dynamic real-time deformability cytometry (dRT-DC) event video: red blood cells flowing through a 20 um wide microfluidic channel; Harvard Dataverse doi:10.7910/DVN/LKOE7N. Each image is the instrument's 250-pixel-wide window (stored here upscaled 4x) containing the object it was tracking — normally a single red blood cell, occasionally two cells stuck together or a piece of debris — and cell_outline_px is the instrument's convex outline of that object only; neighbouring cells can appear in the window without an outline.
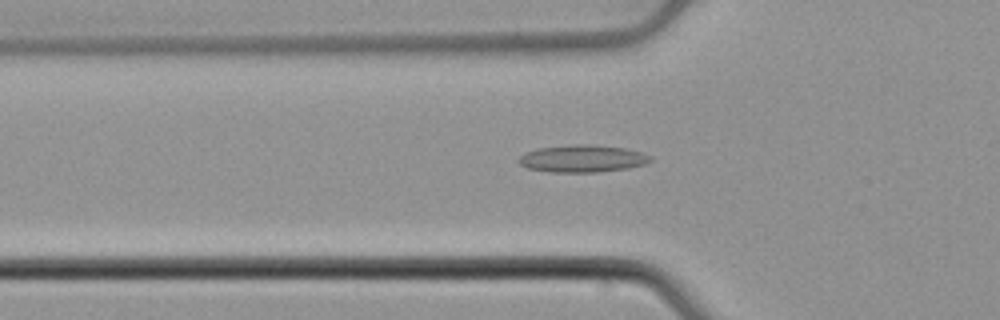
{"species": "common noctule bat (a hibernating species)", "species_latin": "Nyctalus noctula", "temperature_condition": "cold", "stored_images_in_passage": 53, "camera_frame_rate_fps": 3000, "um_per_image_px": 0.085, "animal": {"sex": "male", "body_mass_g": 21.5, "forearm_length_mm": 52.0}, "frame": {"image": 1, "passage_image": 18, "time_ms": 5.667, "image_size_px": [1000, 320], "cell_outline_px": [[652, 160], [644, 164], [628, 168], [596, 172], [548, 172], [528, 168], [520, 164], [516, 160], [524, 152], [536, 148], [572, 144], [588, 144], [624, 148], [640, 152], [652, 156]], "centroid_in_image_um": [49.46, 13.47], "position_along_channel_um": 76.3, "area_um2": 21.04}}
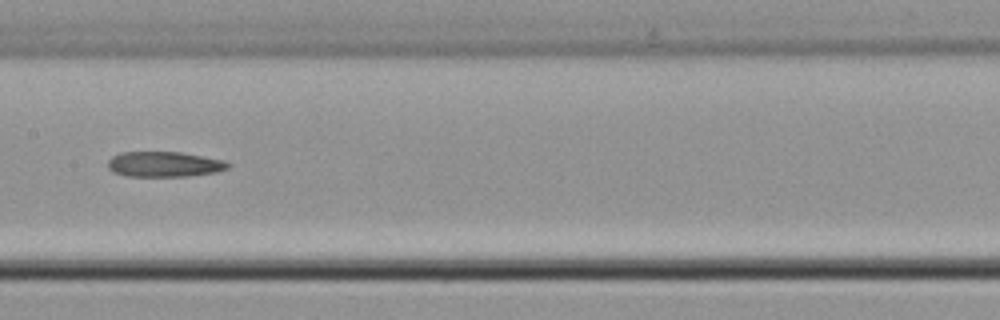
{"frame": {"image": 2, "passage_image": 27, "time_ms": 8.667, "image_size_px": [1000, 320], "cell_outline_px": [[232, 164], [228, 168], [216, 172], [188, 176], [128, 176], [112, 172], [108, 168], [108, 160], [112, 156], [120, 152], [180, 152], [224, 160]], "centroid_in_image_um": [13.95, 13.96], "position_along_channel_um": 193.4, "area_um2": 17.74}}
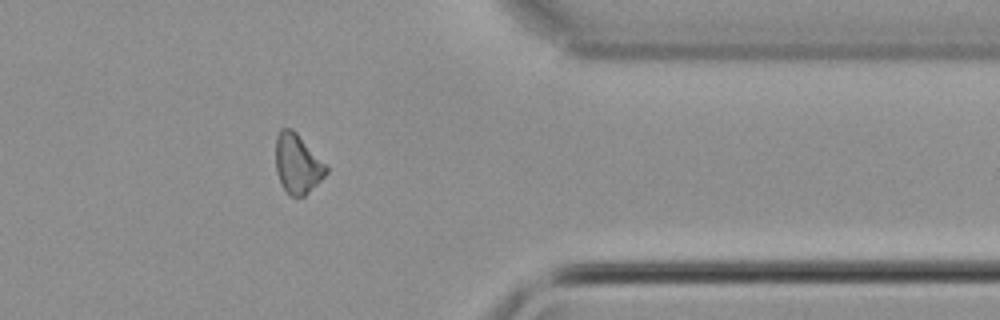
{"frame": {"image": 3, "passage_image": 43, "time_ms": 14.0, "image_size_px": [1000, 320], "cell_outline_px": [[328, 172], [304, 196], [292, 196], [284, 188], [276, 172], [276, 136], [280, 128], [292, 128], [296, 132], [328, 168]], "centroid_in_image_um": [25.26, 13.9], "position_along_channel_um": 386.1, "area_um2": 17.05}}